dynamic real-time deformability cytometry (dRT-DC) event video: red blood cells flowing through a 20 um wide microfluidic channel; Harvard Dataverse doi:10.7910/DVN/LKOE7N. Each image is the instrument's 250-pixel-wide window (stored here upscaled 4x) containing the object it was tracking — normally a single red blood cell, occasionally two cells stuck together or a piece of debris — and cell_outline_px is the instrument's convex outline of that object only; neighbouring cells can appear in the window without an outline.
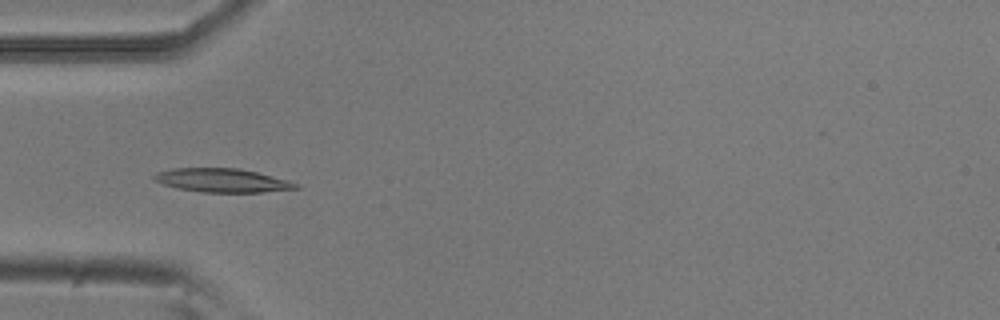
{"species": "common noctule bat (a hibernating species)", "species_latin": "Nyctalus noctula", "temperature_condition": "room temperature", "stored_images_in_passage": 17, "camera_frame_rate_fps": 3000, "um_per_image_px": 0.085, "animal": {"sex": "male", "body_mass_g": 20.5, "forearm_length_mm": 52.5}, "frame": {"image": 1, "passage_image": 4, "time_ms": 1.0, "image_size_px": [1000, 320], "cell_outline_px": [[300, 188], [264, 192], [204, 192], [176, 188], [152, 180], [152, 176], [156, 172], [172, 168], [240, 168], [288, 180], [300, 184]], "centroid_in_image_um": [18.87, 15.33], "position_along_channel_um": 66.1, "area_um2": 19.65}}
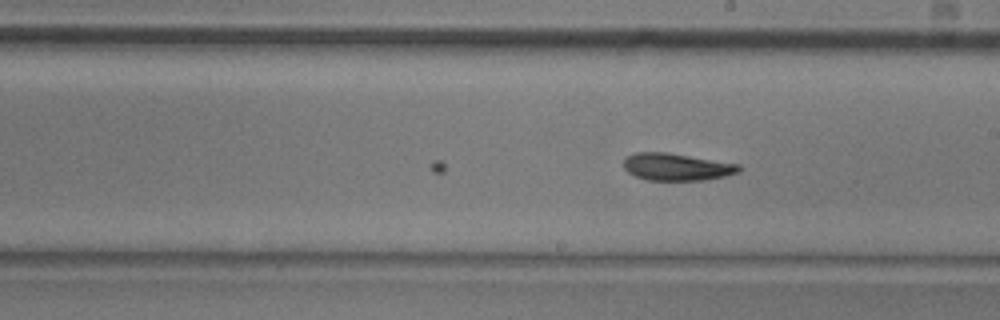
{"frame": {"image": 2, "passage_image": 17, "time_ms": 5.333, "image_size_px": [1000, 320], "cell_outline_px": [[740, 172], [724, 176], [704, 180], [648, 180], [636, 176], [628, 172], [624, 168], [624, 160], [628, 156], [636, 152], [668, 152], [740, 164]], "centroid_in_image_um": [57.53, 14.18], "position_along_channel_um": 231.5, "area_um2": 18.26}}